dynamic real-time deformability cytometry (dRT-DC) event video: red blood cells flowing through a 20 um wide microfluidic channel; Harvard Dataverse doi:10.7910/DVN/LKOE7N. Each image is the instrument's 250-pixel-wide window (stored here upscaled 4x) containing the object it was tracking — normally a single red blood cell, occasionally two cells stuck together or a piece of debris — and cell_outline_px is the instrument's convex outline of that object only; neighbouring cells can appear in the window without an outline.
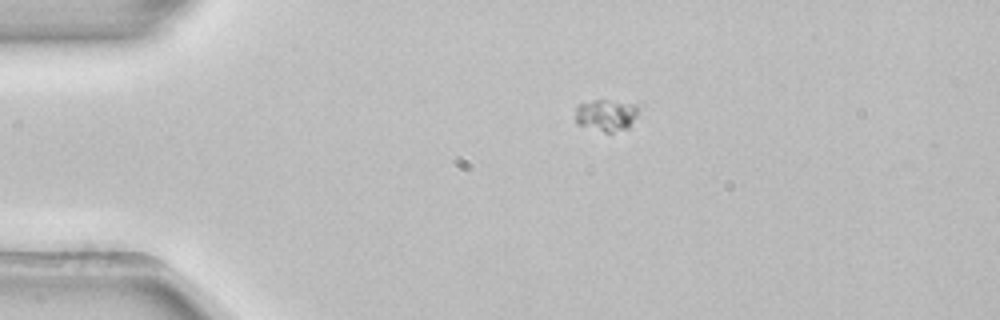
{"species": "common noctule bat (a hibernating species)", "species_latin": "Nyctalus noctula", "temperature_condition": "room temperature", "stored_images_in_passage": 43, "camera_frame_rate_fps": 3000, "um_per_image_px": 0.085, "animal": {"sex": "female", "body_mass_g": 22.7, "forearm_length_mm": 54.2}, "frame": {"image": 1, "passage_image": 1, "time_ms": 0.0, "image_size_px": [1000, 320], "cell_outline_px": [[636, 116], [628, 128], [612, 132], [604, 132], [576, 124], [576, 104], [596, 100], [608, 100], [636, 104]], "centroid_in_image_um": [51.48, 9.79], "position_along_channel_um": 33.5, "area_um2": 11.56}}
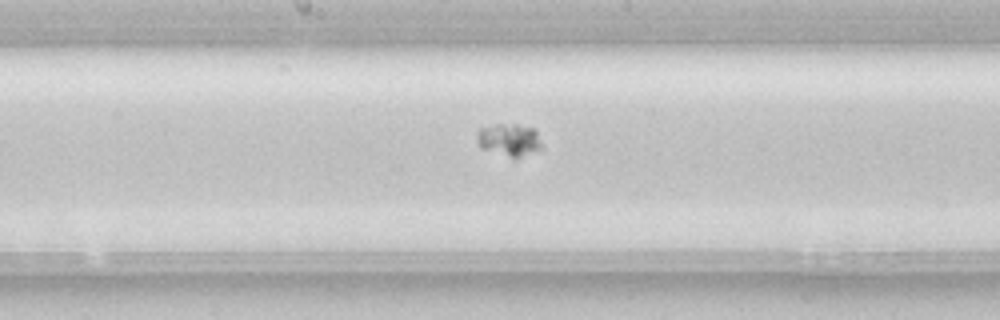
{"frame": {"image": 2, "passage_image": 18, "time_ms": 5.667, "image_size_px": [1000, 320], "cell_outline_px": [[544, 148], [516, 160], [480, 148], [476, 140], [476, 132], [480, 128], [496, 124], [516, 124], [536, 128]], "centroid_in_image_um": [43.31, 11.91], "position_along_channel_um": 204.9, "area_um2": 12.95}}
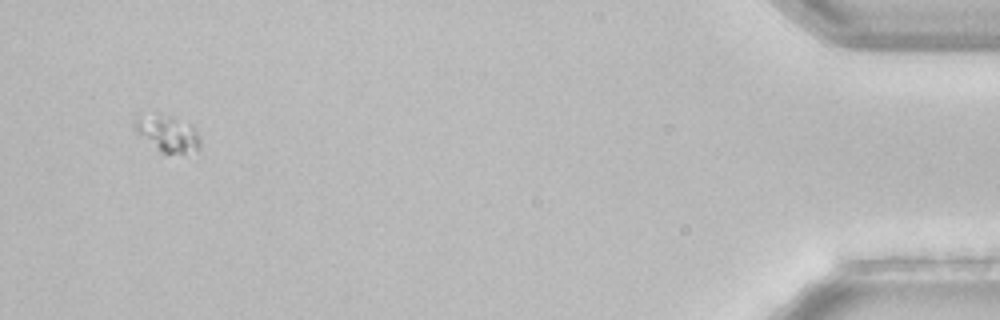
{"frame": {"image": 3, "passage_image": 41, "time_ms": 13.333, "image_size_px": [1000, 320], "cell_outline_px": [[200, 144], [196, 148], [184, 152], [160, 152], [136, 128], [136, 124], [140, 116], [156, 112], [192, 124], [196, 128], [200, 140]], "centroid_in_image_um": [14.31, 11.3], "position_along_channel_um": 420.9, "area_um2": 13.01}}